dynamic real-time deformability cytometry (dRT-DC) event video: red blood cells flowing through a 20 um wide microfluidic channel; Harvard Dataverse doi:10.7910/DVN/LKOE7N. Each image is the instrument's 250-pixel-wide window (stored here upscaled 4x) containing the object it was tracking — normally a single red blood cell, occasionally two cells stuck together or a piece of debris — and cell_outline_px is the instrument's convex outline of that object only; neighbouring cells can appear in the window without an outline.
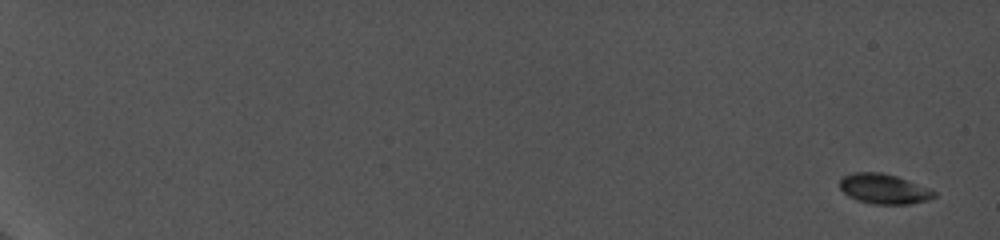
{"species": "common noctule bat (a hibernating species)", "species_latin": "Nyctalus noctula", "temperature_condition": "cold", "stored_images_in_passage": 31, "camera_frame_rate_fps": 5000, "um_per_image_px": 0.085, "animal": {"sex": "female", "body_mass_g": 19.0, "forearm_length_mm": 56.7}, "frame": {"image": 1, "passage_image": 1, "time_ms": 0.0, "image_size_px": [1000, 240], "cell_outline_px": [[936, 196], [928, 200], [908, 204], [872, 204], [856, 200], [848, 196], [840, 188], [840, 176], [852, 172], [880, 172], [896, 176], [928, 188], [936, 192]], "centroid_in_image_um": [75.08, 16.05], "position_along_channel_um": 9.9, "area_um2": 16.53}}
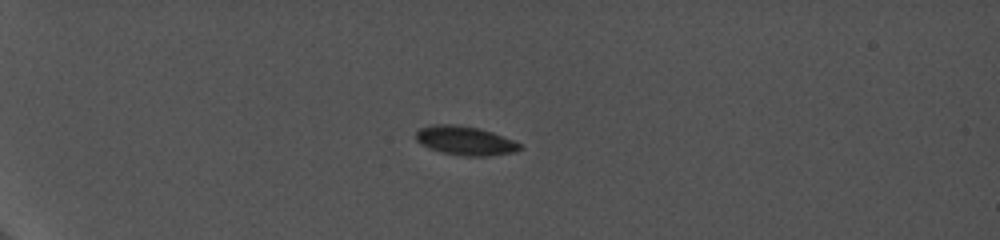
{"frame": {"image": 2, "passage_image": 22, "time_ms": 5.8, "image_size_px": [1000, 240], "cell_outline_px": [[524, 148], [516, 152], [488, 156], [464, 156], [440, 152], [428, 148], [420, 144], [416, 140], [416, 132], [420, 128], [436, 124], [456, 124], [480, 128], [492, 132], [512, 140], [520, 144]], "centroid_in_image_um": [39.54, 11.96], "position_along_channel_um": 45.5, "area_um2": 17.69}}